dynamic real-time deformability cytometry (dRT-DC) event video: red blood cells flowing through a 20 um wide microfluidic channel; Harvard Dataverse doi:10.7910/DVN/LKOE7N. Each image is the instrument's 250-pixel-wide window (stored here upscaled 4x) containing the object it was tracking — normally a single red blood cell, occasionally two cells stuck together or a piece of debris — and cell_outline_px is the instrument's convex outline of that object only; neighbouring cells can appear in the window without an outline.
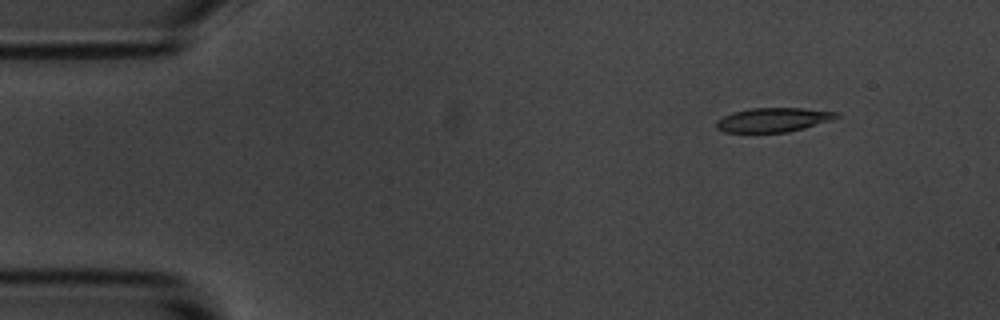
{"species": "common noctule bat (a hibernating species)", "species_latin": "Nyctalus noctula", "temperature_condition": "room temperature", "stored_images_in_passage": 5, "camera_frame_rate_fps": 3000, "um_per_image_px": 0.085, "animal": {"sex": "male", "body_mass_g": 20.1, "forearm_length_mm": 53.5}, "frame": {"image": 1, "passage_image": 2, "time_ms": 1.0, "image_size_px": [1000, 320], "cell_outline_px": [[840, 116], [832, 120], [804, 128], [788, 132], [724, 132], [716, 128], [716, 120], [732, 112], [752, 108], [804, 108], [840, 112]], "centroid_in_image_um": [65.74, 10.18], "position_along_channel_um": 19.3, "area_um2": 16.99}}